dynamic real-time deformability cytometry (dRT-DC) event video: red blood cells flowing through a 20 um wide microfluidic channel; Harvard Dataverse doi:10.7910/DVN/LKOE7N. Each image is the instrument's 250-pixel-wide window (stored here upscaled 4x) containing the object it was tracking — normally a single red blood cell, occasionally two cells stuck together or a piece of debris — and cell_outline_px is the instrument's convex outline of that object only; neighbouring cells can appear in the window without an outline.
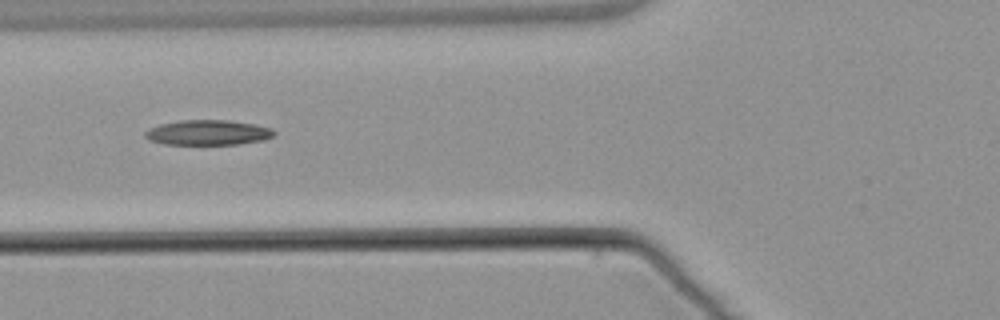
{"species": "common noctule bat (a hibernating species)", "species_latin": "Nyctalus noctula", "temperature_condition": "warm", "stored_images_in_passage": 5, "camera_frame_rate_fps": 3000, "um_per_image_px": 0.085, "animal": {"sex": "male", "body_mass_g": 21.5, "forearm_length_mm": 52.0}, "frame": {"image": 1, "passage_image": 5, "time_ms": 5.667, "image_size_px": [1000, 320], "cell_outline_px": [[276, 132], [272, 136], [264, 140], [236, 144], [164, 144], [148, 140], [144, 136], [144, 132], [148, 128], [160, 124], [180, 120], [228, 120], [256, 124], [272, 128]], "centroid_in_image_um": [17.65, 11.26], "position_along_channel_um": 108.1, "area_um2": 18.96}}